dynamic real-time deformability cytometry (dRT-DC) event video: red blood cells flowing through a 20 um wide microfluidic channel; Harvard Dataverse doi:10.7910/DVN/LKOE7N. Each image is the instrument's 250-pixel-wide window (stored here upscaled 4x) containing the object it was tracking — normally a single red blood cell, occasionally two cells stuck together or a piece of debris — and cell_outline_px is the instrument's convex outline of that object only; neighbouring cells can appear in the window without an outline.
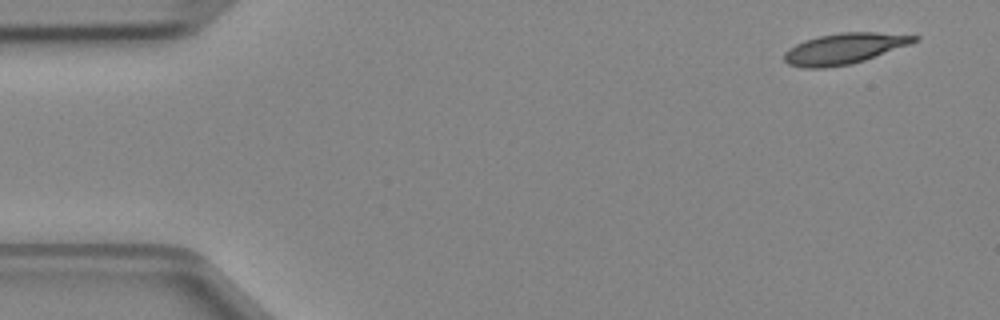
{"species": "Egyptian fruit bat (a non-hibernating species)", "species_latin": "Rousettus aegyptiacus", "temperature_condition": "cold", "stored_images_in_passage": 4, "camera_frame_rate_fps": 3000, "um_per_image_px": 0.085, "animal": {"sex": "female"}, "frame": {"image": 1, "passage_image": 1, "time_ms": 0.0, "image_size_px": [1000, 320], "cell_outline_px": [[920, 40], [864, 60], [852, 64], [824, 68], [804, 68], [788, 64], [784, 60], [784, 52], [788, 48], [804, 40], [820, 36], [840, 32], [876, 32], [920, 36]], "centroid_in_image_um": [71.73, 4.13], "position_along_channel_um": 13.3, "area_um2": 23.24}}
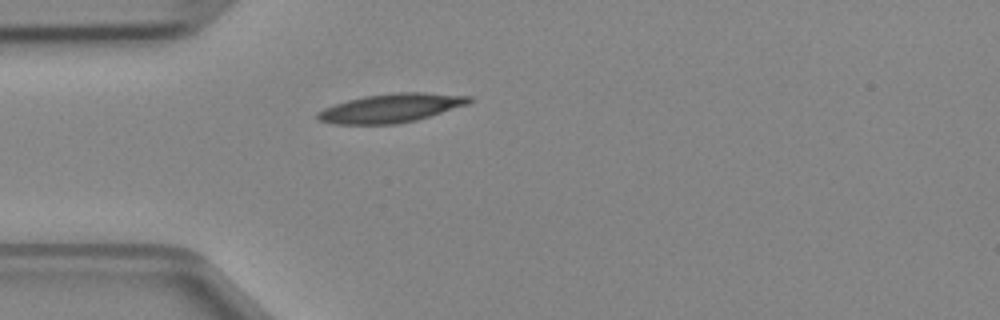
{"frame": {"image": 2, "passage_image": 4, "time_ms": 1.0, "image_size_px": [1000, 320], "cell_outline_px": [[476, 100], [468, 104], [416, 120], [396, 124], [332, 124], [320, 120], [316, 116], [316, 112], [324, 108], [348, 100], [364, 96], [392, 92], [424, 92], [472, 96]], "centroid_in_image_um": [33.26, 9.17], "position_along_channel_um": 51.7, "area_um2": 25.49}}